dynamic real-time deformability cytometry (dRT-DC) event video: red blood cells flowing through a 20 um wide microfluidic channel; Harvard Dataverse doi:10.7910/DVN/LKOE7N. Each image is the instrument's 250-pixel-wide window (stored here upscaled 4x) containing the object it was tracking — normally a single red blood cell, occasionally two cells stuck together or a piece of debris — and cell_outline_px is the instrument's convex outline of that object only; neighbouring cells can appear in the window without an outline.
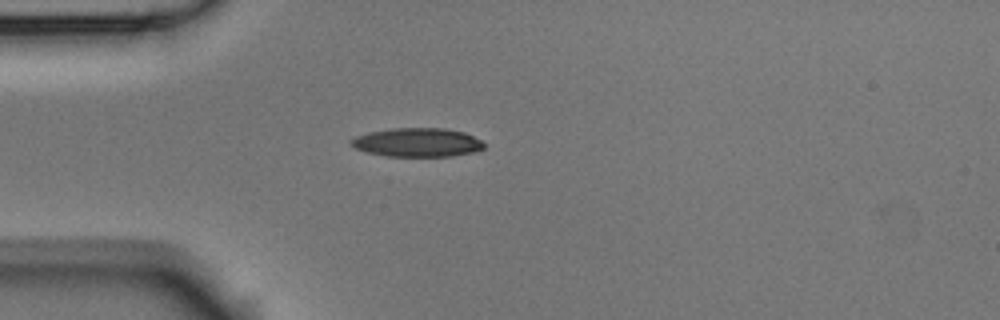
{"species": "Egyptian fruit bat (a non-hibernating species)", "species_latin": "Rousettus aegyptiacus", "temperature_condition": "room temperature", "stored_images_in_passage": 2, "camera_frame_rate_fps": 3000, "um_per_image_px": 0.085, "animal": {"sex": "male"}, "frame": {"image": 1, "passage_image": 1, "time_ms": 0.0, "image_size_px": [1000, 320], "cell_outline_px": [[484, 148], [476, 152], [452, 156], [388, 156], [368, 152], [356, 148], [348, 144], [348, 140], [356, 136], [368, 132], [392, 128], [444, 128], [464, 132], [480, 140], [484, 144]], "centroid_in_image_um": [35.45, 12.1], "position_along_channel_um": 49.5, "area_um2": 22.37}}